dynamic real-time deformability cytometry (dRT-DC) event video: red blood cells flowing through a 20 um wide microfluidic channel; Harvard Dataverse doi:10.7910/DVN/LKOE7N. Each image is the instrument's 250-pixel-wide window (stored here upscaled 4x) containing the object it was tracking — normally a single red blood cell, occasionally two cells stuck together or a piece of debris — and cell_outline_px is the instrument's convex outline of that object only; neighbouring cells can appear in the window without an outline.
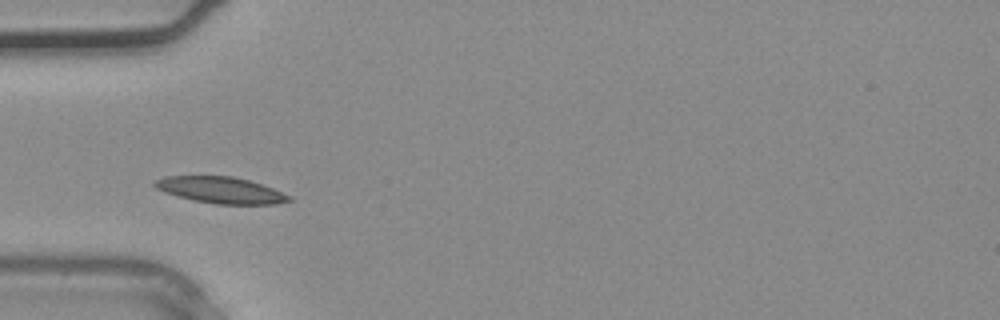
{"species": "common noctule bat (a hibernating species)", "species_latin": "Nyctalus noctula", "temperature_condition": "warm", "stored_images_in_passage": 26, "camera_frame_rate_fps": 3000, "um_per_image_px": 0.085, "animal": {"sex": "male", "body_mass_g": 20.4}, "frame": {"image": 1, "passage_image": 1, "time_ms": 0.0, "image_size_px": [1000, 320], "cell_outline_px": [[292, 200], [276, 204], [216, 204], [192, 200], [176, 196], [164, 192], [156, 188], [152, 184], [156, 180], [164, 176], [232, 176], [248, 180], [272, 188], [292, 196]], "centroid_in_image_um": [18.74, 16.16], "position_along_channel_um": 66.3, "area_um2": 20.63}}